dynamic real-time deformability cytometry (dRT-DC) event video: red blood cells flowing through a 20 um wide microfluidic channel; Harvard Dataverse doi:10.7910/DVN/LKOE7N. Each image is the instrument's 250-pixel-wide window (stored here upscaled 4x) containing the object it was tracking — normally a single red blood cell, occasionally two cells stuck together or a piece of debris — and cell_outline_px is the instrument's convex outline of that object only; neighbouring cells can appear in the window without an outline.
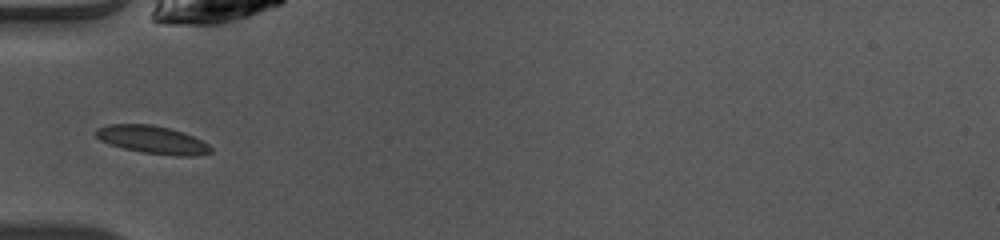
{"species": "common noctule bat (a hibernating species)", "species_latin": "Nyctalus noctula", "temperature_condition": "warm", "stored_images_in_passage": 33, "camera_frame_rate_fps": 3000, "um_per_image_px": 0.085, "animal": {"sex": "female", "body_mass_g": 10.0, "forearm_length_mm": 53.1}, "frame": {"image": 1, "passage_image": 1, "time_ms": 0.0, "image_size_px": [1000, 240], "cell_outline_px": [[212, 152], [196, 156], [176, 156], [144, 152], [124, 148], [108, 144], [100, 140], [96, 136], [96, 128], [108, 124], [152, 124], [184, 132], [208, 144], [212, 148]], "centroid_in_image_um": [12.95, 11.87], "position_along_channel_um": 72.0, "area_um2": 18.61}}
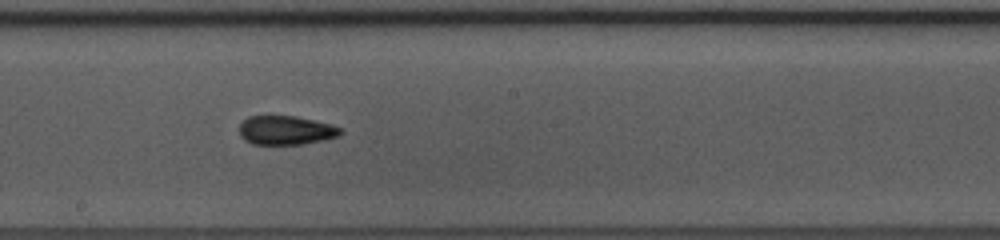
{"frame": {"image": 2, "passage_image": 12, "time_ms": 3.667, "image_size_px": [1000, 240], "cell_outline_px": [[344, 132], [340, 136], [324, 140], [300, 144], [252, 144], [244, 140], [240, 136], [240, 124], [248, 116], [296, 116], [332, 124], [340, 128]], "centroid_in_image_um": [24.32, 11.07], "position_along_channel_um": 223.9, "area_um2": 17.17}}
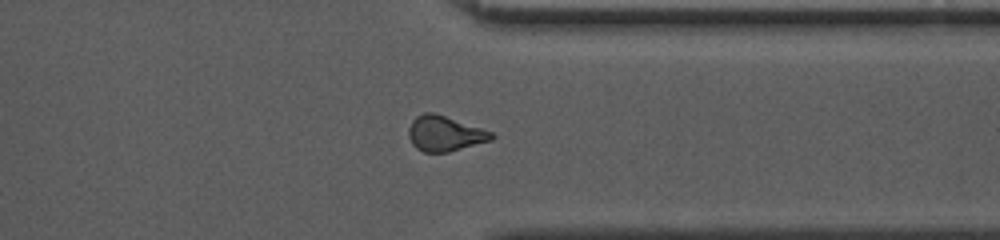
{"frame": {"image": 3, "passage_image": 23, "time_ms": 7.333, "image_size_px": [1000, 240], "cell_outline_px": [[496, 136], [492, 140], [448, 152], [424, 152], [416, 148], [412, 144], [408, 136], [408, 128], [412, 120], [416, 116], [424, 112], [432, 112], [492, 132]], "centroid_in_image_um": [37.77, 11.36], "position_along_channel_um": 373.6, "area_um2": 16.88}, "authors_computed_cell_mechanics": {"area_um2": 16.9932, "velocity_mm_per_s": 4.0999, "shape_relaxation_time_tau1_ms": 4.4092, "shape_relaxation_time_tau2_ms": 2.2357, "deformation_change_tau1": 0.1323, "deformation_change_tau2": 0.0692}}